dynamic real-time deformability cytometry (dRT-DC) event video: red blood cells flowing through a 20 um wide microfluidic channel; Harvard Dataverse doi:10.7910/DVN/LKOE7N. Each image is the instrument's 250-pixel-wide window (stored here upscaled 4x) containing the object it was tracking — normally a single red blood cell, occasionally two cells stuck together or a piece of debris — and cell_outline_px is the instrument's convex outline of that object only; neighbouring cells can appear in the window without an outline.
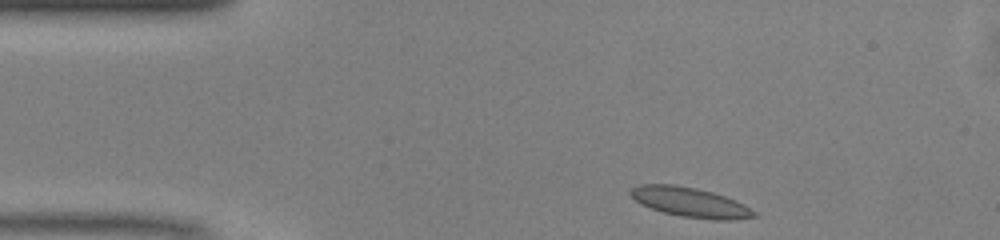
{"species": "common noctule bat (a hibernating species)", "species_latin": "Nyctalus noctula", "temperature_condition": "warm", "stored_images_in_passage": 42, "camera_frame_rate_fps": 3000, "um_per_image_px": 0.085, "animal": {"sex": "male", "body_mass_g": 13.0, "forearm_length_mm": 53.1}, "frame": {"image": 1, "passage_image": 1, "time_ms": 0.0, "image_size_px": [1000, 240], "cell_outline_px": [[760, 216], [732, 220], [716, 220], [680, 216], [664, 212], [640, 204], [628, 192], [632, 188], [640, 184], [676, 184], [696, 188], [712, 192], [736, 200], [744, 204], [756, 212]], "centroid_in_image_um": [58.69, 17.19], "position_along_channel_um": 26.3, "area_um2": 21.39}}
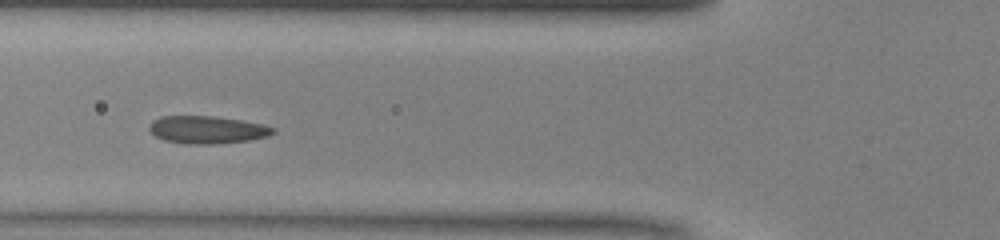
{"frame": {"image": 2, "passage_image": 11, "time_ms": 3.333, "image_size_px": [1000, 240], "cell_outline_px": [[276, 132], [268, 136], [248, 140], [216, 144], [184, 144], [164, 140], [156, 136], [148, 128], [152, 120], [160, 116], [212, 116], [240, 120], [264, 124], [276, 128]], "centroid_in_image_um": [17.61, 11.03], "position_along_channel_um": 108.2, "area_um2": 20.0}}
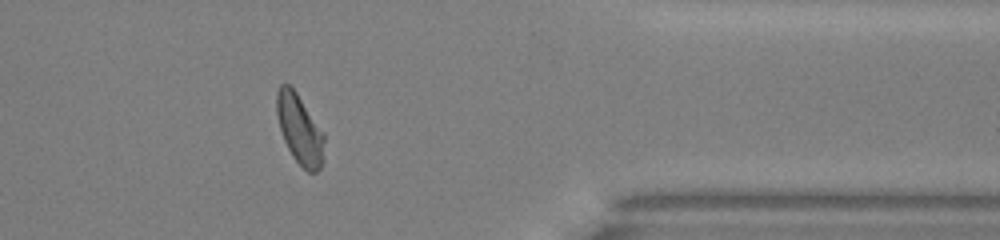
{"frame": {"image": 3, "passage_image": 33, "time_ms": 10.667, "image_size_px": [1000, 240], "cell_outline_px": [[324, 160], [320, 168], [316, 172], [308, 172], [292, 156], [284, 140], [280, 128], [276, 112], [276, 92], [280, 84], [288, 84], [296, 92], [324, 132]], "centroid_in_image_um": [25.48, 10.99], "position_along_channel_um": 385.9, "area_um2": 19.31}, "authors_computed_cell_mechanics": {"area_um2": 19.5942, "velocity_mm_per_s": 4.1083, "shape_relaxation_time_tau1_ms": 4.6356, "shape_relaxation_time_tau2_ms": 0.8584, "deformation_change_tau1": 0.1402, "deformation_change_tau2": 0.0656}}